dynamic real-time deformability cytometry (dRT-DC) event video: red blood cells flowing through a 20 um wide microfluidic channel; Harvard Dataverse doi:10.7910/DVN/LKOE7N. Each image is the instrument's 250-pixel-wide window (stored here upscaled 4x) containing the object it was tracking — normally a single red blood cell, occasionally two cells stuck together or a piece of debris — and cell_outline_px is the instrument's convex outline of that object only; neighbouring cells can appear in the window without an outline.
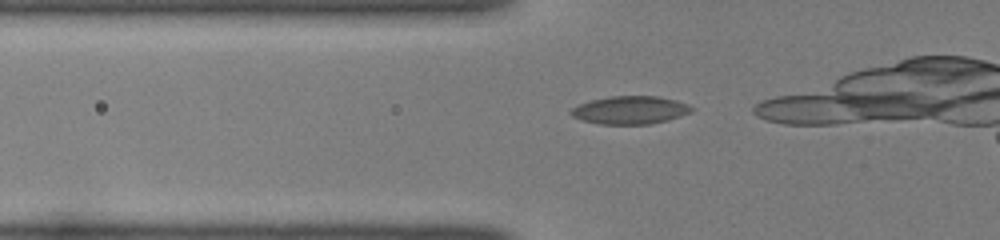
{"species": "common noctule bat (a hibernating species)", "species_latin": "Nyctalus noctula", "temperature_condition": "room temperature", "stored_images_in_passage": 5, "camera_frame_rate_fps": 3000, "um_per_image_px": 0.085, "animal": {"sex": "female", "body_mass_g": 22.0, "forearm_length_mm": 56.7}, "frame": {"image": 1, "passage_image": 2, "time_ms": 0.333, "image_size_px": [1000, 240], "cell_outline_px": [[692, 108], [688, 112], [668, 120], [648, 124], [600, 124], [584, 120], [572, 116], [568, 112], [572, 108], [580, 104], [592, 100], [612, 96], [656, 96], [676, 100], [688, 104]], "centroid_in_image_um": [53.53, 9.35], "position_along_channel_um": 72.3, "area_um2": 19.31}}